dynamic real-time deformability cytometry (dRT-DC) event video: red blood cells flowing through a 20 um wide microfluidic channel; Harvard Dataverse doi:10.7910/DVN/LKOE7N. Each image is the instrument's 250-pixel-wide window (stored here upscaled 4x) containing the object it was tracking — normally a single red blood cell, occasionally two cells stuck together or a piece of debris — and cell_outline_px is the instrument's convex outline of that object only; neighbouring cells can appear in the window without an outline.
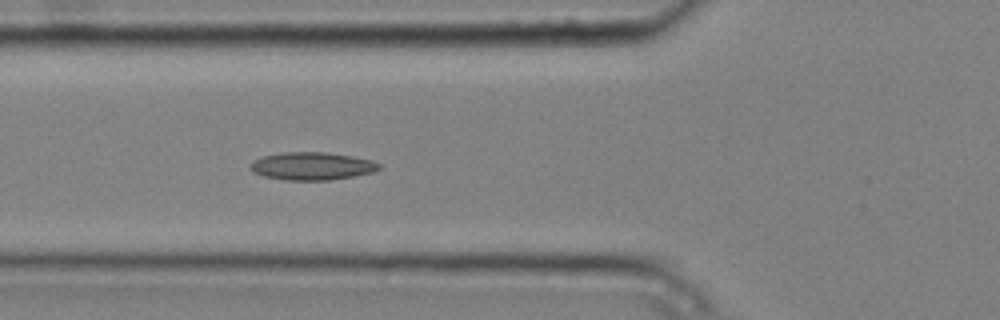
{"species": "common noctule bat (a hibernating species)", "species_latin": "Nyctalus noctula", "temperature_condition": "cold", "stored_images_in_passage": 6, "camera_frame_rate_fps": 3000, "um_per_image_px": 0.085, "animal": {"sex": "male", "body_mass_g": 20.4}, "frame": {"image": 1, "passage_image": 6, "time_ms": 1.667, "image_size_px": [1000, 320], "cell_outline_px": [[384, 168], [372, 172], [332, 180], [284, 180], [264, 176], [252, 172], [248, 168], [252, 160], [264, 156], [284, 152], [328, 152], [352, 156], [384, 164]], "centroid_in_image_um": [26.52, 14.12], "position_along_channel_um": 99.3, "area_um2": 21.04}}